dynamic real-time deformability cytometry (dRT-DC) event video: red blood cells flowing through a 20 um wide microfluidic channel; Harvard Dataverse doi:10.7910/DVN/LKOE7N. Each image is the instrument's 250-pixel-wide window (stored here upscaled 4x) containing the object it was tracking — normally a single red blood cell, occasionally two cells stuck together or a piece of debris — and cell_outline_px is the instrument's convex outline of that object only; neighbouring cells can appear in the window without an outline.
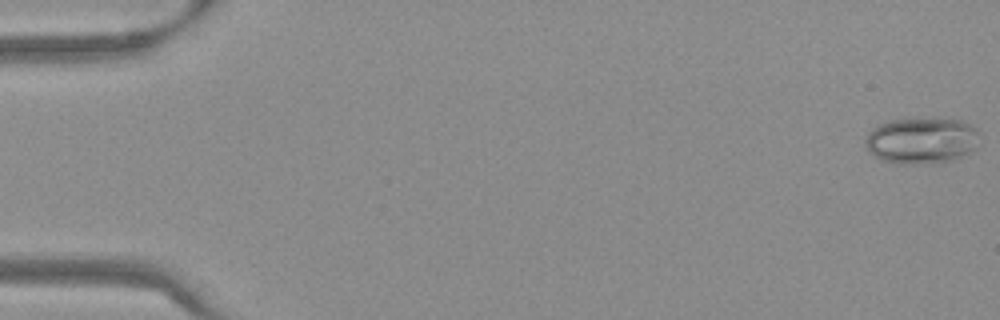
{"species": "Egyptian fruit bat (a non-hibernating species)", "species_latin": "Rousettus aegyptiacus", "temperature_condition": "warm", "stored_images_in_passage": 54, "camera_frame_rate_fps": 3000, "um_per_image_px": 0.085, "frame": {"image": 1, "passage_image": 1, "time_ms": 0.0, "image_size_px": [1000, 320], "cell_outline_px": [[980, 144], [976, 148], [952, 160], [932, 164], [896, 164], [880, 160], [868, 152], [864, 144], [864, 140], [868, 132], [872, 128], [888, 120], [960, 120], [976, 128], [980, 132]], "centroid_in_image_um": [78.31, 11.99], "position_along_channel_um": 6.7, "area_um2": 30.98}}
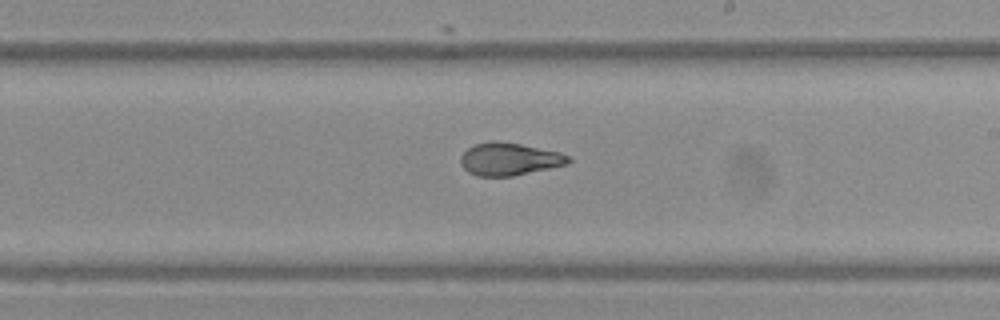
{"frame": {"image": 2, "passage_image": 32, "time_ms": 10.333, "image_size_px": [1000, 320], "cell_outline_px": [[572, 160], [568, 164], [512, 176], [476, 176], [468, 172], [460, 164], [460, 156], [472, 144], [492, 140], [500, 140], [560, 152], [572, 156]], "centroid_in_image_um": [43.28, 13.51], "position_along_channel_um": 245.7, "area_um2": 20.75}}
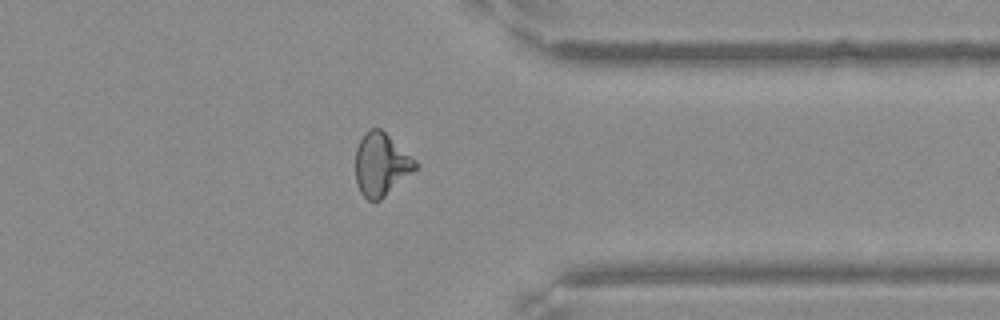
{"frame": {"image": 3, "passage_image": 43, "time_ms": 14.0, "image_size_px": [1000, 320], "cell_outline_px": [[420, 168], [380, 200], [368, 200], [360, 192], [356, 184], [356, 148], [364, 132], [368, 128], [380, 128], [416, 160], [420, 164]], "centroid_in_image_um": [32.43, 13.98], "position_along_channel_um": 379.0, "area_um2": 22.2}, "authors_computed_cell_mechanics": {"area_um2": 21.9929, "velocity_mm_per_s": 3.8183, "shape_relaxation_time_tau1_ms": null, "shape_relaxation_time_tau2_ms": 1.3527, "deformation_change_tau1": null, "deformation_change_tau2": 0.0686}}